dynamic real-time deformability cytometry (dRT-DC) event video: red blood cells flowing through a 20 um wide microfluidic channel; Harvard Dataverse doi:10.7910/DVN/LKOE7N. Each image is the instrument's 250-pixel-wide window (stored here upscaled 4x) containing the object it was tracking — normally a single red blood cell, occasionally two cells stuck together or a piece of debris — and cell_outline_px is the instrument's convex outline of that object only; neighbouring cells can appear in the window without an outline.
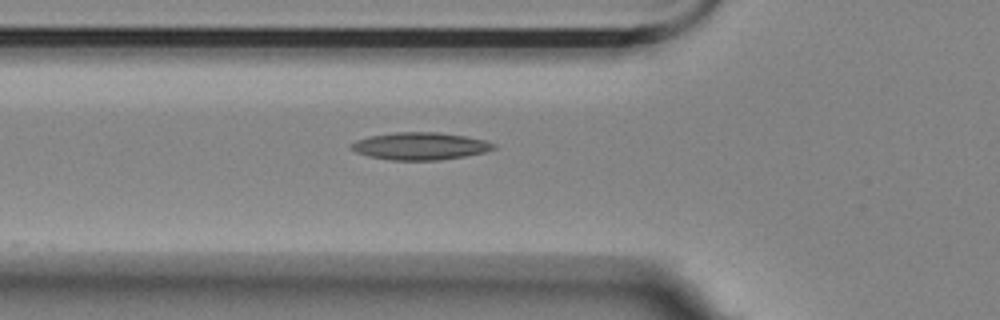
{"species": "Egyptian fruit bat (a non-hibernating species)", "species_latin": "Rousettus aegyptiacus", "temperature_condition": "room temperature", "stored_images_in_passage": 5, "camera_frame_rate_fps": 3000, "um_per_image_px": 0.085, "animal": {"sex": "female"}, "frame": {"image": 1, "passage_image": 5, "time_ms": 1.333, "image_size_px": [1000, 320], "cell_outline_px": [[496, 148], [484, 152], [464, 156], [440, 160], [392, 160], [368, 156], [356, 152], [352, 148], [352, 144], [356, 140], [372, 136], [396, 132], [436, 132], [464, 136], [484, 140], [496, 144]], "centroid_in_image_um": [35.74, 12.42], "position_along_channel_um": 90.1, "area_um2": 22.43}}